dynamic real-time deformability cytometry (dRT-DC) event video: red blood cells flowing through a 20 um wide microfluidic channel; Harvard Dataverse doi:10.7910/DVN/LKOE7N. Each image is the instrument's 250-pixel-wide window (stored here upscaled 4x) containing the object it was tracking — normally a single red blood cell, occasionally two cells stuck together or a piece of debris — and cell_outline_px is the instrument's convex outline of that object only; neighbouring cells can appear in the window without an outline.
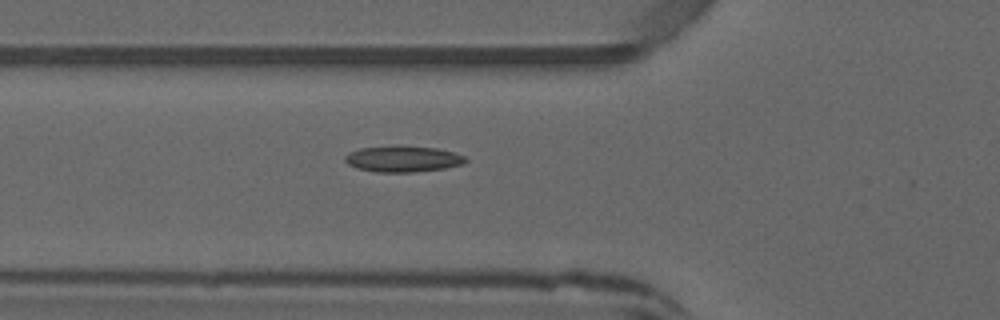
{"species": "common noctule bat (a hibernating species)", "species_latin": "Nyctalus noctula", "temperature_condition": "warm", "stored_images_in_passage": 3, "camera_frame_rate_fps": 3000, "um_per_image_px": 0.085, "animal": {"sex": "male", "forearm_length_mm": 52.5}, "frame": {"image": 1, "passage_image": 2, "time_ms": 0.333, "image_size_px": [1000, 320], "cell_outline_px": [[468, 160], [464, 164], [444, 168], [412, 172], [376, 172], [356, 168], [348, 164], [344, 160], [344, 156], [360, 148], [396, 144], [400, 144], [436, 148], [452, 152], [464, 156]], "centroid_in_image_um": [34.23, 13.49], "position_along_channel_um": 91.6, "area_um2": 18.61}}